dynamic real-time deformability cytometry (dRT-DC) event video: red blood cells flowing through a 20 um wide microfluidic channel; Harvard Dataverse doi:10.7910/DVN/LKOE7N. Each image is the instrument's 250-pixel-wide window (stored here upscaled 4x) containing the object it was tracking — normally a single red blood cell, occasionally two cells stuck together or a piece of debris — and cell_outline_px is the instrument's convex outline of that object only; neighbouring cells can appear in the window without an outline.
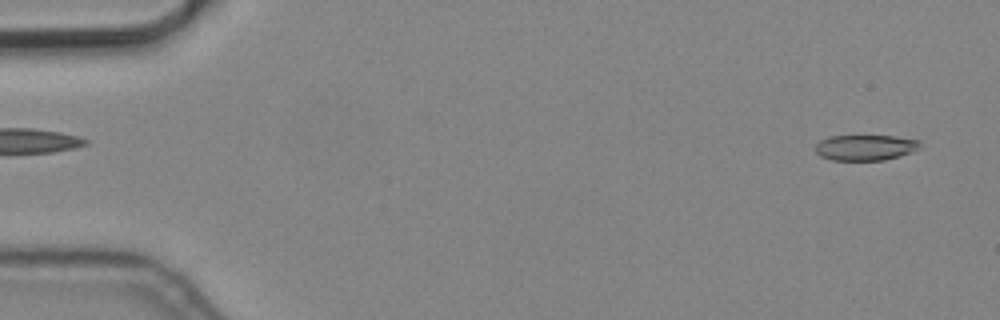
{"species": "common noctule bat (a hibernating species)", "species_latin": "Nyctalus noctula", "temperature_condition": "cold", "stored_images_in_passage": 5, "segment_of_instrument_passage": [2, 2], "camera_frame_rate_fps": 3000, "um_per_image_px": 0.085, "animal": {"sex": "male", "body_mass_g": 19.2, "forearm_length_mm": 51.8}, "frame": {"image": 1, "passage_image": 5, "time_ms": 1.333, "image_size_px": [1000, 320], "cell_outline_px": [[920, 144], [912, 152], [900, 156], [884, 160], [832, 160], [820, 156], [816, 152], [816, 144], [820, 140], [828, 136], [892, 136], [920, 140]], "centroid_in_image_um": [73.52, 12.54], "position_along_channel_um": 11.5, "area_um2": 15.55}}